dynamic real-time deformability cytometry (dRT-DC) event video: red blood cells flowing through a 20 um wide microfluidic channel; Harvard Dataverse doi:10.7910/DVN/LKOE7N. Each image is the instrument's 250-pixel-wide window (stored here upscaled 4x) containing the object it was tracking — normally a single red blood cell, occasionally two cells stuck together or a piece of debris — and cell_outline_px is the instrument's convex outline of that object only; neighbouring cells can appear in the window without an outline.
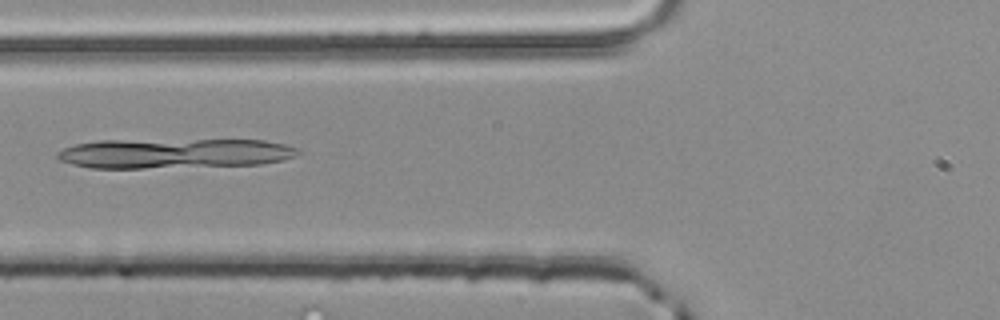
{"species": "common noctule bat (a hibernating species)", "species_latin": "Nyctalus noctula", "temperature_condition": "room temperature", "stored_images_in_passage": 41, "camera_frame_rate_fps": 3000, "um_per_image_px": 0.085, "animal": {"sex": "male", "body_mass_g": 20.4}, "frame": {"image": 1, "passage_image": 10, "time_ms": 3.0, "image_size_px": [1000, 320], "cell_outline_px": [[300, 152], [296, 156], [284, 160], [260, 164], [144, 168], [92, 168], [72, 164], [60, 160], [56, 156], [56, 152], [64, 148], [76, 144], [100, 140], [264, 140], [284, 144], [300, 148]], "centroid_in_image_um": [14.83, 13.03], "position_along_channel_um": 111.0, "area_um2": 41.85}}
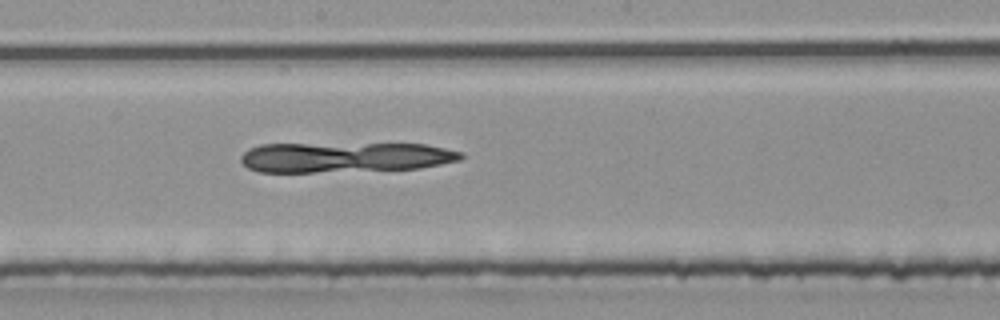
{"frame": {"image": 2, "passage_image": 18, "time_ms": 5.667, "image_size_px": [1000, 320], "cell_outline_px": [[464, 156], [460, 160], [420, 168], [312, 172], [256, 172], [248, 168], [240, 160], [240, 156], [248, 148], [260, 144], [424, 144], [464, 152]], "centroid_in_image_um": [29.28, 13.36], "position_along_channel_um": 218.9, "area_um2": 38.67}}
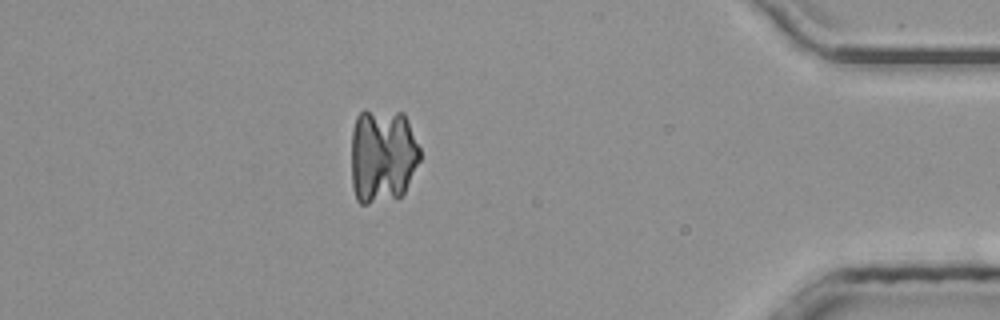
{"frame": {"image": 3, "passage_image": 35, "time_ms": 11.333, "image_size_px": [1000, 320], "cell_outline_px": [[420, 160], [404, 192], [400, 196], [368, 204], [360, 204], [356, 200], [352, 184], [352, 128], [356, 116], [364, 108], [404, 112], [408, 120], [420, 148]], "centroid_in_image_um": [32.51, 13.18], "position_along_channel_um": 402.7, "area_um2": 38.61}}